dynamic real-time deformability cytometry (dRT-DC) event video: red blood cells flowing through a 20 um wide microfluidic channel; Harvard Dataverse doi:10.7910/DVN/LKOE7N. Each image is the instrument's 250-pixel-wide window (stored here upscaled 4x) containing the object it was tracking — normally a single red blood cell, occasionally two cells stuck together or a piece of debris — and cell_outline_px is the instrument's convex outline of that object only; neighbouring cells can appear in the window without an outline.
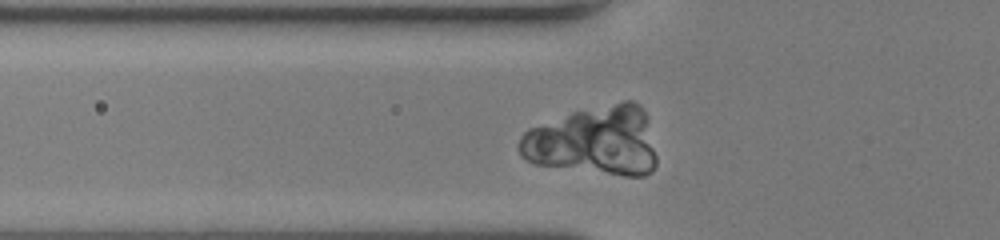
{"species": "human", "species_latin": "Homo sapiens", "temperature_condition": "room temperature", "stored_images_in_passage": 42, "camera_frame_rate_fps": 3000, "um_per_image_px": 0.085, "donor": {"sex": "female"}, "frame": {"image": 1, "passage_image": 9, "time_ms": 2.667, "image_size_px": [1000, 240], "cell_outline_px": [[656, 164], [652, 172], [644, 176], [624, 176], [536, 164], [520, 156], [520, 136], [528, 128], [572, 112], [624, 100], [632, 100], [640, 104], [644, 112], [656, 156]], "centroid_in_image_um": [50.52, 11.98], "position_along_channel_um": 75.3, "area_um2": 54.91}}
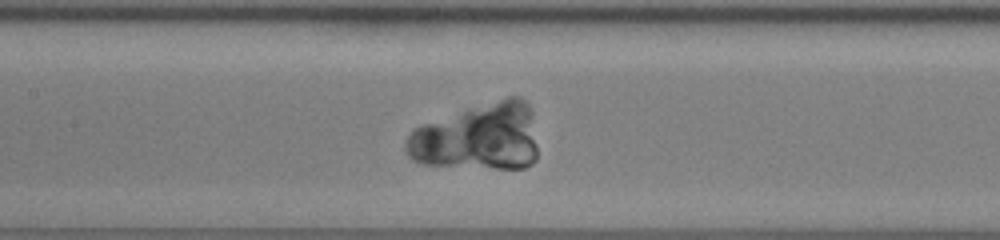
{"frame": {"image": 2, "passage_image": 16, "time_ms": 5.0, "image_size_px": [1000, 240], "cell_outline_px": [[536, 160], [532, 164], [524, 168], [496, 168], [420, 164], [412, 160], [408, 156], [404, 148], [404, 144], [412, 128], [508, 96], [516, 96], [524, 100], [528, 104], [532, 112], [536, 144]], "centroid_in_image_um": [40.63, 11.67], "position_along_channel_um": 166.8, "area_um2": 51.21}}
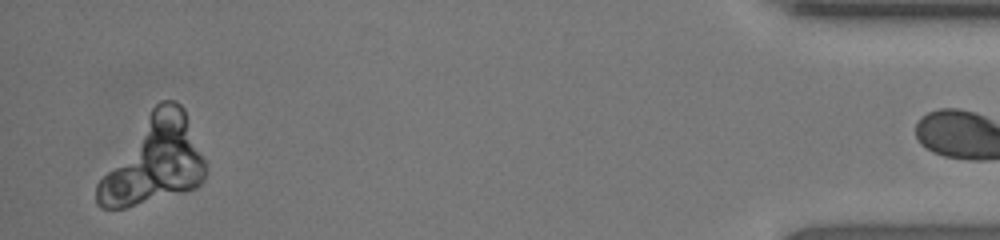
{"frame": {"image": 3, "passage_image": 41, "time_ms": 13.333, "image_size_px": [1000, 240], "cell_outline_px": [[204, 180], [196, 188], [124, 208], [100, 208], [96, 204], [96, 184], [152, 108], [160, 100], [176, 100], [184, 108], [204, 160]], "centroid_in_image_um": [13.08, 13.66], "position_along_channel_um": 422.1, "area_um2": 53.64}}